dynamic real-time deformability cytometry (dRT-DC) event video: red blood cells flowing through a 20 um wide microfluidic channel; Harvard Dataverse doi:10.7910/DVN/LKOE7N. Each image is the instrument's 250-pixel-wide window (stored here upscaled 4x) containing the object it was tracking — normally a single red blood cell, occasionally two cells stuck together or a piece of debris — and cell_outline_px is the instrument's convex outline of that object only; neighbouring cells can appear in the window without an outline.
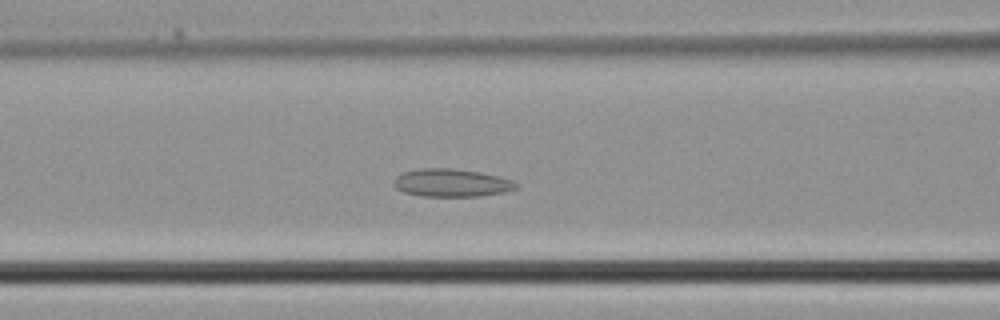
{"species": "common noctule bat (a hibernating species)", "species_latin": "Nyctalus noctula", "temperature_condition": "cold", "stored_images_in_passage": 36, "camera_frame_rate_fps": 3000, "um_per_image_px": 0.085, "animal": {"sex": "male", "body_mass_g": 21.5, "forearm_length_mm": 52.0}, "frame": {"image": 1, "passage_image": 13, "time_ms": 4.0, "image_size_px": [1000, 320], "cell_outline_px": [[516, 188], [504, 192], [480, 196], [424, 196], [404, 192], [396, 188], [396, 176], [404, 172], [424, 168], [452, 168], [480, 172], [500, 176], [512, 180], [516, 184]], "centroid_in_image_um": [38.41, 15.54], "position_along_channel_um": 128.2, "area_um2": 19.59}}
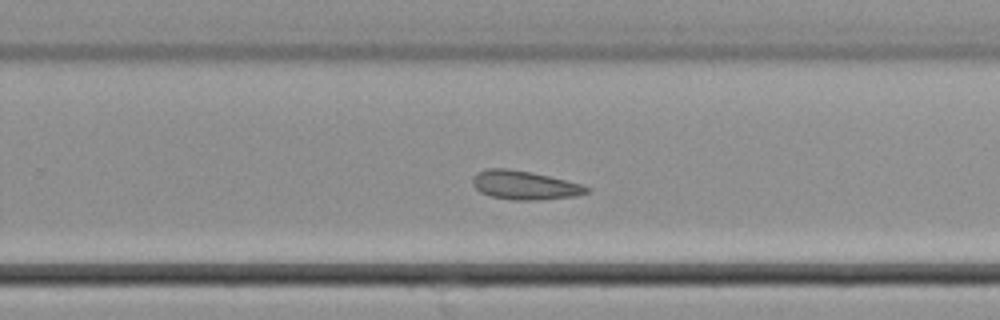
{"frame": {"image": 2, "passage_image": 22, "time_ms": 7.0, "image_size_px": [1000, 320], "cell_outline_px": [[588, 192], [576, 196], [540, 200], [512, 200], [492, 196], [480, 192], [472, 184], [472, 176], [476, 172], [488, 168], [508, 168], [532, 172], [580, 184], [588, 188]], "centroid_in_image_um": [44.53, 15.73], "position_along_channel_um": 285.3, "area_um2": 19.07}}
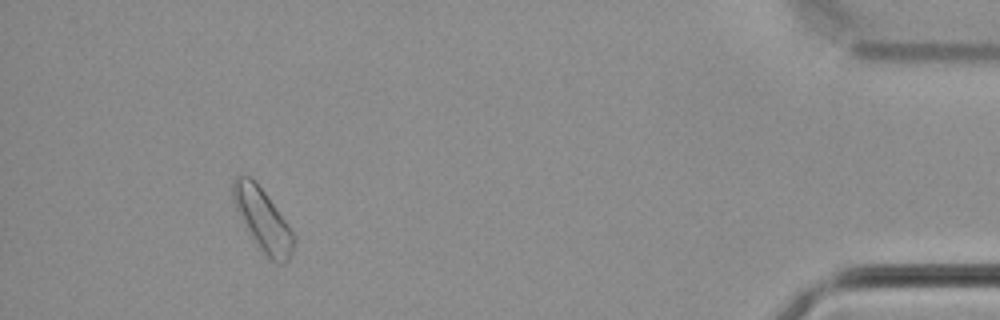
{"frame": {"image": 3, "passage_image": 33, "time_ms": 10.667, "image_size_px": [1000, 320], "cell_outline_px": [[292, 252], [288, 260], [284, 264], [280, 264], [268, 260], [264, 256], [256, 244], [236, 208], [232, 196], [232, 184], [236, 176], [248, 176], [264, 192], [276, 208], [292, 232]], "centroid_in_image_um": [22.32, 18.73], "position_along_channel_um": 412.9, "area_um2": 21.21}}